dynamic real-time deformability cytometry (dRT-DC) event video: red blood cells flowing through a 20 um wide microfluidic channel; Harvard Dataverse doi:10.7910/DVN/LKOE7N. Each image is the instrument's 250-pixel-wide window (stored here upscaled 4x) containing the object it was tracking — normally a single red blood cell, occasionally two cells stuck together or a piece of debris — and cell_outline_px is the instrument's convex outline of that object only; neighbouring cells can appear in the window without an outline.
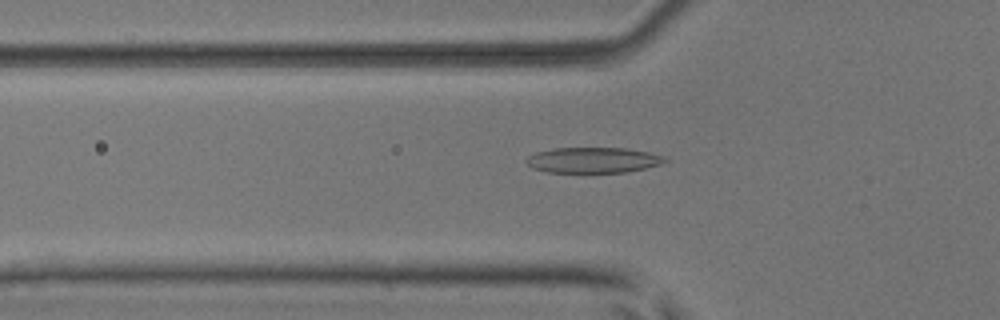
{"species": "common noctule bat (a hibernating species)", "species_latin": "Nyctalus noctula", "temperature_condition": "room temperature", "stored_images_in_passage": 39, "camera_frame_rate_fps": 3000, "um_per_image_px": 0.085, "animal": {"sex": "male", "body_mass_g": 17.9, "forearm_length_mm": 54.2}, "frame": {"image": 1, "passage_image": 5, "time_ms": 1.333, "image_size_px": [1000, 320], "cell_outline_px": [[668, 160], [660, 164], [644, 168], [624, 172], [548, 172], [532, 168], [524, 160], [528, 156], [536, 152], [552, 148], [628, 148], [648, 152], [664, 156]], "centroid_in_image_um": [50.39, 13.6], "position_along_channel_um": 75.4, "area_um2": 20.58}}
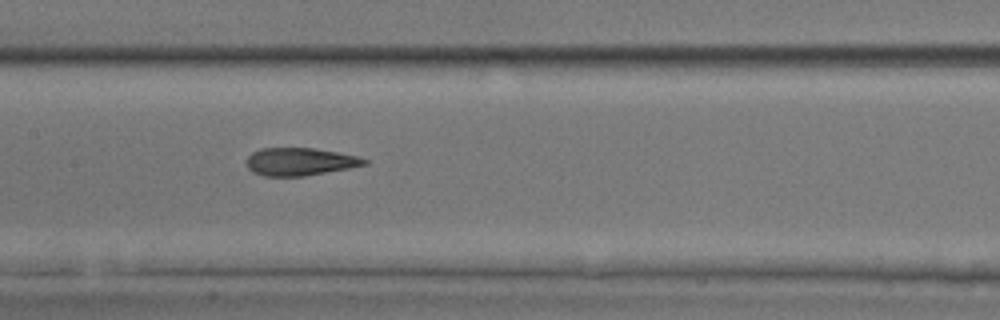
{"frame": {"image": 2, "passage_image": 13, "time_ms": 4.0, "image_size_px": [1000, 320], "cell_outline_px": [[368, 164], [348, 168], [304, 176], [264, 176], [252, 172], [248, 168], [248, 156], [252, 152], [260, 148], [316, 148], [356, 156], [368, 160]], "centroid_in_image_um": [25.47, 13.74], "position_along_channel_um": 181.9, "area_um2": 18.9}}
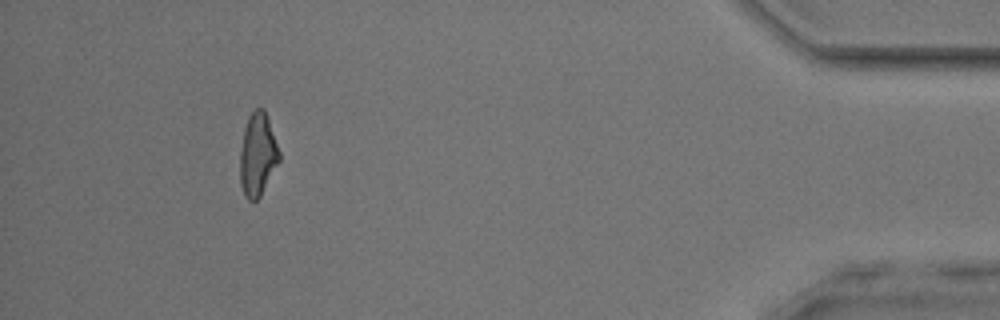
{"frame": {"image": 3, "passage_image": 35, "time_ms": 11.333, "image_size_px": [1000, 320], "cell_outline_px": [[280, 160], [260, 196], [256, 200], [248, 200], [244, 196], [240, 184], [240, 152], [244, 128], [248, 116], [256, 108], [264, 108], [280, 152]], "centroid_in_image_um": [21.89, 13.14], "position_along_channel_um": 413.3, "area_um2": 18.9}, "authors_computed_cell_mechanics": {"area_um2": 19.2474, "velocity_mm_per_s": 3.9846, "shape_relaxation_time_tau1_ms": null, "shape_relaxation_time_tau2_ms": 1.577, "deformation_change_tau1": null, "deformation_change_tau2": 0.1151}}